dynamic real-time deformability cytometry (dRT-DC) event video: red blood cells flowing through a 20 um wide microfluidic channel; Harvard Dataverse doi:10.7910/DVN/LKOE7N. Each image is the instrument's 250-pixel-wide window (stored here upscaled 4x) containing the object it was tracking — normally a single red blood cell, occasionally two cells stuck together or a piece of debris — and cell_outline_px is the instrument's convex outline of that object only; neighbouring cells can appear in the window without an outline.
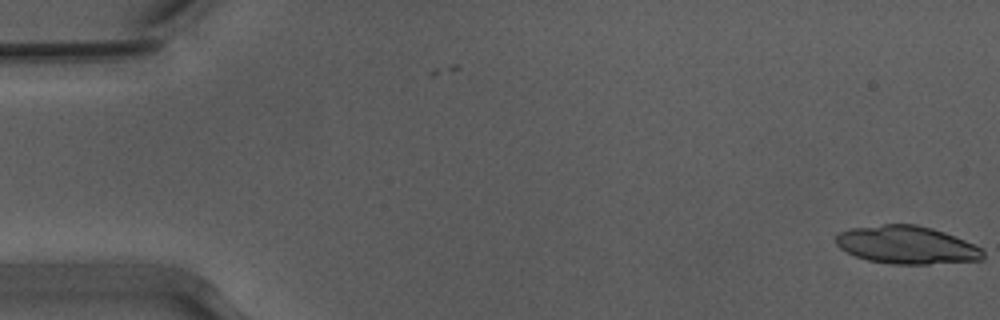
{"species": "Egyptian fruit bat (a non-hibernating species)", "species_latin": "Rousettus aegyptiacus", "temperature_condition": "warm", "stored_images_in_passage": 5, "camera_frame_rate_fps": 3000, "um_per_image_px": 0.085, "animal": {"sex": "male"}, "frame": {"image": 1, "passage_image": 5, "time_ms": 1.333, "image_size_px": [1000, 320], "cell_outline_px": [[984, 260], [928, 264], [892, 264], [868, 260], [856, 256], [840, 248], [836, 244], [836, 236], [840, 232], [848, 228], [884, 224], [916, 224], [932, 228], [944, 232], [964, 240], [980, 248], [984, 252]], "centroid_in_image_um": [77.07, 20.82], "position_along_channel_um": 7.9, "area_um2": 32.48}}